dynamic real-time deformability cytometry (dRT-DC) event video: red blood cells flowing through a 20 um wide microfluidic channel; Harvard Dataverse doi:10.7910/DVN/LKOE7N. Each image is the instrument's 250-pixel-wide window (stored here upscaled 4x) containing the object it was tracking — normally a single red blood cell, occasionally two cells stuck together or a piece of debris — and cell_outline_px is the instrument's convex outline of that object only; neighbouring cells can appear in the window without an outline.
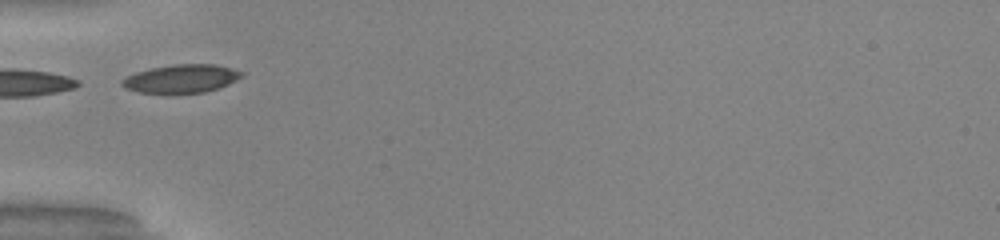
{"species": "common noctule bat (a hibernating species)", "species_latin": "Nyctalus noctula", "temperature_condition": "warm", "stored_images_in_passage": 20, "camera_frame_rate_fps": 3000, "um_per_image_px": 0.085, "animal": {"sex": "male", "body_mass_g": 20.0, "forearm_length_mm": 53.3}, "frame": {"image": 1, "passage_image": 1, "time_ms": 0.0, "image_size_px": [1000, 240], "cell_outline_px": [[244, 76], [220, 88], [204, 92], [176, 96], [164, 96], [136, 92], [124, 88], [120, 84], [120, 80], [136, 72], [152, 68], [172, 64], [212, 64], [232, 68], [244, 72]], "centroid_in_image_um": [15.37, 6.74], "position_along_channel_um": 69.6, "area_um2": 20.75}}